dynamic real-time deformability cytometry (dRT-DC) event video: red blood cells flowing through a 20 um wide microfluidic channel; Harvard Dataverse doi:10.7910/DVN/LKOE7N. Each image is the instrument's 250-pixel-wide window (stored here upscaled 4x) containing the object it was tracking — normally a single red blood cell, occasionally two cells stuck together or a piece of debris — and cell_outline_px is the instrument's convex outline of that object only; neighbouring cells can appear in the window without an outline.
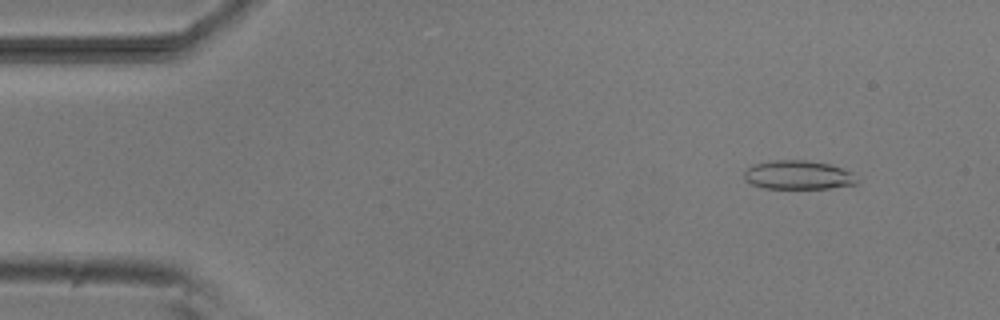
{"species": "common noctule bat (a hibernating species)", "species_latin": "Nyctalus noctula", "temperature_condition": "room temperature", "stored_images_in_passage": 52, "camera_frame_rate_fps": 3000, "um_per_image_px": 0.085, "animal": {"sex": "male", "body_mass_g": 20.5, "forearm_length_mm": 52.5}, "frame": {"image": 1, "passage_image": 5, "time_ms": 1.333, "image_size_px": [1000, 320], "cell_outline_px": [[860, 180], [856, 184], [828, 188], [764, 188], [752, 184], [744, 180], [744, 172], [752, 164], [776, 160], [808, 160], [828, 164], [852, 172]], "centroid_in_image_um": [67.85, 14.87], "position_along_channel_um": 17.2, "area_um2": 18.96}}
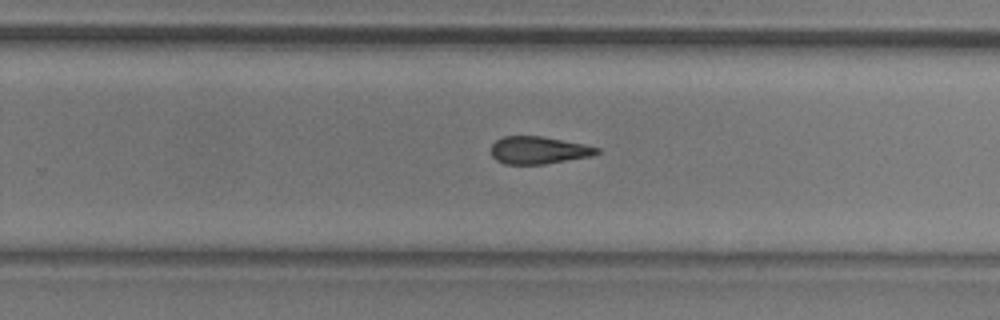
{"frame": {"image": 2, "passage_image": 33, "time_ms": 10.667, "image_size_px": [1000, 320], "cell_outline_px": [[600, 152], [592, 156], [544, 164], [504, 164], [496, 160], [492, 156], [492, 144], [496, 140], [504, 136], [544, 136], [584, 144], [600, 148]], "centroid_in_image_um": [45.79, 12.76], "position_along_channel_um": 284.0, "area_um2": 16.99}}
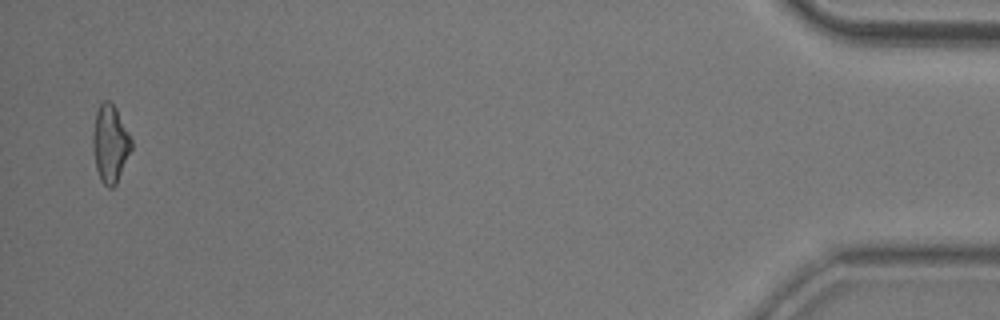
{"frame": {"image": 3, "passage_image": 51, "time_ms": 16.667, "image_size_px": [1000, 320], "cell_outline_px": [[132, 148], [116, 184], [112, 188], [108, 188], [100, 180], [96, 168], [92, 148], [92, 132], [96, 112], [100, 104], [104, 100], [108, 100], [116, 108], [132, 140]], "centroid_in_image_um": [9.35, 12.22], "position_along_channel_um": 425.9, "area_um2": 17.4}, "authors_computed_cell_mechanics": {"area_um2": 17.9469, "velocity_mm_per_s": 3.843, "shape_relaxation_time_tau1_ms": null, "shape_relaxation_time_tau2_ms": 10.1324, "deformation_change_tau1": null, "deformation_change_tau2": 0.2393}}